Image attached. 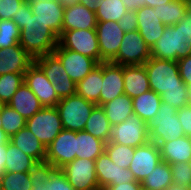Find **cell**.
<instances>
[{
	"label": "cell",
	"instance_id": "cell-24",
	"mask_svg": "<svg viewBox=\"0 0 191 190\" xmlns=\"http://www.w3.org/2000/svg\"><path fill=\"white\" fill-rule=\"evenodd\" d=\"M161 154V160L168 164L191 162V138L183 136L164 143H155Z\"/></svg>",
	"mask_w": 191,
	"mask_h": 190
},
{
	"label": "cell",
	"instance_id": "cell-58",
	"mask_svg": "<svg viewBox=\"0 0 191 190\" xmlns=\"http://www.w3.org/2000/svg\"><path fill=\"white\" fill-rule=\"evenodd\" d=\"M188 93H189V99L187 105L191 107V86L188 88Z\"/></svg>",
	"mask_w": 191,
	"mask_h": 190
},
{
	"label": "cell",
	"instance_id": "cell-12",
	"mask_svg": "<svg viewBox=\"0 0 191 190\" xmlns=\"http://www.w3.org/2000/svg\"><path fill=\"white\" fill-rule=\"evenodd\" d=\"M60 170L74 190H100L95 170V160L75 158Z\"/></svg>",
	"mask_w": 191,
	"mask_h": 190
},
{
	"label": "cell",
	"instance_id": "cell-42",
	"mask_svg": "<svg viewBox=\"0 0 191 190\" xmlns=\"http://www.w3.org/2000/svg\"><path fill=\"white\" fill-rule=\"evenodd\" d=\"M188 86H181V89L165 90L160 96L161 101L173 106L177 110L187 106L189 93Z\"/></svg>",
	"mask_w": 191,
	"mask_h": 190
},
{
	"label": "cell",
	"instance_id": "cell-16",
	"mask_svg": "<svg viewBox=\"0 0 191 190\" xmlns=\"http://www.w3.org/2000/svg\"><path fill=\"white\" fill-rule=\"evenodd\" d=\"M53 53L60 59L63 68L76 84L83 80L98 65L94 59L75 51L64 49L59 44Z\"/></svg>",
	"mask_w": 191,
	"mask_h": 190
},
{
	"label": "cell",
	"instance_id": "cell-18",
	"mask_svg": "<svg viewBox=\"0 0 191 190\" xmlns=\"http://www.w3.org/2000/svg\"><path fill=\"white\" fill-rule=\"evenodd\" d=\"M125 94L123 66L111 62H103V82L99 96V106Z\"/></svg>",
	"mask_w": 191,
	"mask_h": 190
},
{
	"label": "cell",
	"instance_id": "cell-11",
	"mask_svg": "<svg viewBox=\"0 0 191 190\" xmlns=\"http://www.w3.org/2000/svg\"><path fill=\"white\" fill-rule=\"evenodd\" d=\"M58 44L68 50L75 51L100 63V49L96 30H69L59 36Z\"/></svg>",
	"mask_w": 191,
	"mask_h": 190
},
{
	"label": "cell",
	"instance_id": "cell-5",
	"mask_svg": "<svg viewBox=\"0 0 191 190\" xmlns=\"http://www.w3.org/2000/svg\"><path fill=\"white\" fill-rule=\"evenodd\" d=\"M96 106L95 103L77 94L62 98L56 107L60 114L63 129L77 132L84 130L86 122Z\"/></svg>",
	"mask_w": 191,
	"mask_h": 190
},
{
	"label": "cell",
	"instance_id": "cell-36",
	"mask_svg": "<svg viewBox=\"0 0 191 190\" xmlns=\"http://www.w3.org/2000/svg\"><path fill=\"white\" fill-rule=\"evenodd\" d=\"M128 10L122 0H100L95 8L97 22H118Z\"/></svg>",
	"mask_w": 191,
	"mask_h": 190
},
{
	"label": "cell",
	"instance_id": "cell-33",
	"mask_svg": "<svg viewBox=\"0 0 191 190\" xmlns=\"http://www.w3.org/2000/svg\"><path fill=\"white\" fill-rule=\"evenodd\" d=\"M158 19L165 26H173L184 18L188 10V0H171L169 3L153 7Z\"/></svg>",
	"mask_w": 191,
	"mask_h": 190
},
{
	"label": "cell",
	"instance_id": "cell-45",
	"mask_svg": "<svg viewBox=\"0 0 191 190\" xmlns=\"http://www.w3.org/2000/svg\"><path fill=\"white\" fill-rule=\"evenodd\" d=\"M138 17L135 11H127L122 19L118 21V25L125 32H132L138 28Z\"/></svg>",
	"mask_w": 191,
	"mask_h": 190
},
{
	"label": "cell",
	"instance_id": "cell-32",
	"mask_svg": "<svg viewBox=\"0 0 191 190\" xmlns=\"http://www.w3.org/2000/svg\"><path fill=\"white\" fill-rule=\"evenodd\" d=\"M84 131L92 134L94 137L101 139L105 143L109 142L111 125L101 106H96L90 114Z\"/></svg>",
	"mask_w": 191,
	"mask_h": 190
},
{
	"label": "cell",
	"instance_id": "cell-21",
	"mask_svg": "<svg viewBox=\"0 0 191 190\" xmlns=\"http://www.w3.org/2000/svg\"><path fill=\"white\" fill-rule=\"evenodd\" d=\"M135 12L138 17L137 30L151 49L162 36L166 26L158 19L157 12L149 6H143Z\"/></svg>",
	"mask_w": 191,
	"mask_h": 190
},
{
	"label": "cell",
	"instance_id": "cell-15",
	"mask_svg": "<svg viewBox=\"0 0 191 190\" xmlns=\"http://www.w3.org/2000/svg\"><path fill=\"white\" fill-rule=\"evenodd\" d=\"M95 170L100 190L107 186L136 181L128 168L114 164L105 151L95 160Z\"/></svg>",
	"mask_w": 191,
	"mask_h": 190
},
{
	"label": "cell",
	"instance_id": "cell-26",
	"mask_svg": "<svg viewBox=\"0 0 191 190\" xmlns=\"http://www.w3.org/2000/svg\"><path fill=\"white\" fill-rule=\"evenodd\" d=\"M5 172H40L42 166L10 141L6 144Z\"/></svg>",
	"mask_w": 191,
	"mask_h": 190
},
{
	"label": "cell",
	"instance_id": "cell-47",
	"mask_svg": "<svg viewBox=\"0 0 191 190\" xmlns=\"http://www.w3.org/2000/svg\"><path fill=\"white\" fill-rule=\"evenodd\" d=\"M179 66V73L183 82L190 87L191 86V55L182 58L177 61Z\"/></svg>",
	"mask_w": 191,
	"mask_h": 190
},
{
	"label": "cell",
	"instance_id": "cell-39",
	"mask_svg": "<svg viewBox=\"0 0 191 190\" xmlns=\"http://www.w3.org/2000/svg\"><path fill=\"white\" fill-rule=\"evenodd\" d=\"M105 152L114 164L128 168L134 156L135 148L117 143H106Z\"/></svg>",
	"mask_w": 191,
	"mask_h": 190
},
{
	"label": "cell",
	"instance_id": "cell-46",
	"mask_svg": "<svg viewBox=\"0 0 191 190\" xmlns=\"http://www.w3.org/2000/svg\"><path fill=\"white\" fill-rule=\"evenodd\" d=\"M177 116L185 135L191 137V107L187 105L178 109Z\"/></svg>",
	"mask_w": 191,
	"mask_h": 190
},
{
	"label": "cell",
	"instance_id": "cell-13",
	"mask_svg": "<svg viewBox=\"0 0 191 190\" xmlns=\"http://www.w3.org/2000/svg\"><path fill=\"white\" fill-rule=\"evenodd\" d=\"M96 34L100 49V63L111 62L118 53L125 32L118 22H97Z\"/></svg>",
	"mask_w": 191,
	"mask_h": 190
},
{
	"label": "cell",
	"instance_id": "cell-49",
	"mask_svg": "<svg viewBox=\"0 0 191 190\" xmlns=\"http://www.w3.org/2000/svg\"><path fill=\"white\" fill-rule=\"evenodd\" d=\"M142 185L140 182H126L118 185L107 186L102 190H141Z\"/></svg>",
	"mask_w": 191,
	"mask_h": 190
},
{
	"label": "cell",
	"instance_id": "cell-2",
	"mask_svg": "<svg viewBox=\"0 0 191 190\" xmlns=\"http://www.w3.org/2000/svg\"><path fill=\"white\" fill-rule=\"evenodd\" d=\"M59 36L33 13H27L19 44L33 58L53 53Z\"/></svg>",
	"mask_w": 191,
	"mask_h": 190
},
{
	"label": "cell",
	"instance_id": "cell-1",
	"mask_svg": "<svg viewBox=\"0 0 191 190\" xmlns=\"http://www.w3.org/2000/svg\"><path fill=\"white\" fill-rule=\"evenodd\" d=\"M191 55V11L173 26H166L160 39L151 48V57L178 61Z\"/></svg>",
	"mask_w": 191,
	"mask_h": 190
},
{
	"label": "cell",
	"instance_id": "cell-23",
	"mask_svg": "<svg viewBox=\"0 0 191 190\" xmlns=\"http://www.w3.org/2000/svg\"><path fill=\"white\" fill-rule=\"evenodd\" d=\"M9 141L26 155L34 158L42 167L45 165L46 147L27 127L13 134Z\"/></svg>",
	"mask_w": 191,
	"mask_h": 190
},
{
	"label": "cell",
	"instance_id": "cell-9",
	"mask_svg": "<svg viewBox=\"0 0 191 190\" xmlns=\"http://www.w3.org/2000/svg\"><path fill=\"white\" fill-rule=\"evenodd\" d=\"M151 58L148 47L138 30L124 34L117 56L111 61L116 65H144Z\"/></svg>",
	"mask_w": 191,
	"mask_h": 190
},
{
	"label": "cell",
	"instance_id": "cell-10",
	"mask_svg": "<svg viewBox=\"0 0 191 190\" xmlns=\"http://www.w3.org/2000/svg\"><path fill=\"white\" fill-rule=\"evenodd\" d=\"M76 131L63 129L46 147L45 167L60 169L76 158Z\"/></svg>",
	"mask_w": 191,
	"mask_h": 190
},
{
	"label": "cell",
	"instance_id": "cell-48",
	"mask_svg": "<svg viewBox=\"0 0 191 190\" xmlns=\"http://www.w3.org/2000/svg\"><path fill=\"white\" fill-rule=\"evenodd\" d=\"M27 13H32L30 2L28 0L22 4L18 13L15 14L12 19L20 30L24 28V23L27 20Z\"/></svg>",
	"mask_w": 191,
	"mask_h": 190
},
{
	"label": "cell",
	"instance_id": "cell-53",
	"mask_svg": "<svg viewBox=\"0 0 191 190\" xmlns=\"http://www.w3.org/2000/svg\"><path fill=\"white\" fill-rule=\"evenodd\" d=\"M100 0H79V3L90 10H95Z\"/></svg>",
	"mask_w": 191,
	"mask_h": 190
},
{
	"label": "cell",
	"instance_id": "cell-54",
	"mask_svg": "<svg viewBox=\"0 0 191 190\" xmlns=\"http://www.w3.org/2000/svg\"><path fill=\"white\" fill-rule=\"evenodd\" d=\"M171 0H147V6L153 8L169 3Z\"/></svg>",
	"mask_w": 191,
	"mask_h": 190
},
{
	"label": "cell",
	"instance_id": "cell-20",
	"mask_svg": "<svg viewBox=\"0 0 191 190\" xmlns=\"http://www.w3.org/2000/svg\"><path fill=\"white\" fill-rule=\"evenodd\" d=\"M34 63V59L18 43L0 49V75L25 73Z\"/></svg>",
	"mask_w": 191,
	"mask_h": 190
},
{
	"label": "cell",
	"instance_id": "cell-59",
	"mask_svg": "<svg viewBox=\"0 0 191 190\" xmlns=\"http://www.w3.org/2000/svg\"><path fill=\"white\" fill-rule=\"evenodd\" d=\"M188 9L191 11V0H188Z\"/></svg>",
	"mask_w": 191,
	"mask_h": 190
},
{
	"label": "cell",
	"instance_id": "cell-34",
	"mask_svg": "<svg viewBox=\"0 0 191 190\" xmlns=\"http://www.w3.org/2000/svg\"><path fill=\"white\" fill-rule=\"evenodd\" d=\"M173 183L170 164L161 161L141 182L142 187L148 190H165Z\"/></svg>",
	"mask_w": 191,
	"mask_h": 190
},
{
	"label": "cell",
	"instance_id": "cell-55",
	"mask_svg": "<svg viewBox=\"0 0 191 190\" xmlns=\"http://www.w3.org/2000/svg\"><path fill=\"white\" fill-rule=\"evenodd\" d=\"M165 190H191V188L182 185H175L172 183Z\"/></svg>",
	"mask_w": 191,
	"mask_h": 190
},
{
	"label": "cell",
	"instance_id": "cell-4",
	"mask_svg": "<svg viewBox=\"0 0 191 190\" xmlns=\"http://www.w3.org/2000/svg\"><path fill=\"white\" fill-rule=\"evenodd\" d=\"M177 109L161 102L156 115L148 122L149 140L154 143H164L185 136Z\"/></svg>",
	"mask_w": 191,
	"mask_h": 190
},
{
	"label": "cell",
	"instance_id": "cell-60",
	"mask_svg": "<svg viewBox=\"0 0 191 190\" xmlns=\"http://www.w3.org/2000/svg\"><path fill=\"white\" fill-rule=\"evenodd\" d=\"M0 128H2V123H1V105H0Z\"/></svg>",
	"mask_w": 191,
	"mask_h": 190
},
{
	"label": "cell",
	"instance_id": "cell-37",
	"mask_svg": "<svg viewBox=\"0 0 191 190\" xmlns=\"http://www.w3.org/2000/svg\"><path fill=\"white\" fill-rule=\"evenodd\" d=\"M2 130L11 137L19 130L26 127V118L21 116L8 104H1Z\"/></svg>",
	"mask_w": 191,
	"mask_h": 190
},
{
	"label": "cell",
	"instance_id": "cell-25",
	"mask_svg": "<svg viewBox=\"0 0 191 190\" xmlns=\"http://www.w3.org/2000/svg\"><path fill=\"white\" fill-rule=\"evenodd\" d=\"M124 92L130 98L150 90L149 79L144 65L123 66Z\"/></svg>",
	"mask_w": 191,
	"mask_h": 190
},
{
	"label": "cell",
	"instance_id": "cell-31",
	"mask_svg": "<svg viewBox=\"0 0 191 190\" xmlns=\"http://www.w3.org/2000/svg\"><path fill=\"white\" fill-rule=\"evenodd\" d=\"M111 126L124 122L133 113L132 98L122 94L101 106Z\"/></svg>",
	"mask_w": 191,
	"mask_h": 190
},
{
	"label": "cell",
	"instance_id": "cell-19",
	"mask_svg": "<svg viewBox=\"0 0 191 190\" xmlns=\"http://www.w3.org/2000/svg\"><path fill=\"white\" fill-rule=\"evenodd\" d=\"M32 13L41 19L58 36L62 33L65 8L57 0H28Z\"/></svg>",
	"mask_w": 191,
	"mask_h": 190
},
{
	"label": "cell",
	"instance_id": "cell-17",
	"mask_svg": "<svg viewBox=\"0 0 191 190\" xmlns=\"http://www.w3.org/2000/svg\"><path fill=\"white\" fill-rule=\"evenodd\" d=\"M158 146L149 141L145 145L135 148L134 156L128 169L133 173L137 182H142L153 168L161 162Z\"/></svg>",
	"mask_w": 191,
	"mask_h": 190
},
{
	"label": "cell",
	"instance_id": "cell-40",
	"mask_svg": "<svg viewBox=\"0 0 191 190\" xmlns=\"http://www.w3.org/2000/svg\"><path fill=\"white\" fill-rule=\"evenodd\" d=\"M20 29L12 19L0 20V49L19 43Z\"/></svg>",
	"mask_w": 191,
	"mask_h": 190
},
{
	"label": "cell",
	"instance_id": "cell-29",
	"mask_svg": "<svg viewBox=\"0 0 191 190\" xmlns=\"http://www.w3.org/2000/svg\"><path fill=\"white\" fill-rule=\"evenodd\" d=\"M161 102V96L149 90L132 98L133 113L148 124L158 112Z\"/></svg>",
	"mask_w": 191,
	"mask_h": 190
},
{
	"label": "cell",
	"instance_id": "cell-3",
	"mask_svg": "<svg viewBox=\"0 0 191 190\" xmlns=\"http://www.w3.org/2000/svg\"><path fill=\"white\" fill-rule=\"evenodd\" d=\"M144 66L150 90L159 95L165 90L181 89V86H187L180 76L177 61L151 57Z\"/></svg>",
	"mask_w": 191,
	"mask_h": 190
},
{
	"label": "cell",
	"instance_id": "cell-28",
	"mask_svg": "<svg viewBox=\"0 0 191 190\" xmlns=\"http://www.w3.org/2000/svg\"><path fill=\"white\" fill-rule=\"evenodd\" d=\"M103 82V62L99 63L83 80L76 84V94L99 106Z\"/></svg>",
	"mask_w": 191,
	"mask_h": 190
},
{
	"label": "cell",
	"instance_id": "cell-22",
	"mask_svg": "<svg viewBox=\"0 0 191 190\" xmlns=\"http://www.w3.org/2000/svg\"><path fill=\"white\" fill-rule=\"evenodd\" d=\"M97 26L95 10H90L80 3L65 7L62 32L69 30H95Z\"/></svg>",
	"mask_w": 191,
	"mask_h": 190
},
{
	"label": "cell",
	"instance_id": "cell-30",
	"mask_svg": "<svg viewBox=\"0 0 191 190\" xmlns=\"http://www.w3.org/2000/svg\"><path fill=\"white\" fill-rule=\"evenodd\" d=\"M105 142L86 131H76V158L96 160L105 151Z\"/></svg>",
	"mask_w": 191,
	"mask_h": 190
},
{
	"label": "cell",
	"instance_id": "cell-44",
	"mask_svg": "<svg viewBox=\"0 0 191 190\" xmlns=\"http://www.w3.org/2000/svg\"><path fill=\"white\" fill-rule=\"evenodd\" d=\"M26 0H0V20L13 19Z\"/></svg>",
	"mask_w": 191,
	"mask_h": 190
},
{
	"label": "cell",
	"instance_id": "cell-35",
	"mask_svg": "<svg viewBox=\"0 0 191 190\" xmlns=\"http://www.w3.org/2000/svg\"><path fill=\"white\" fill-rule=\"evenodd\" d=\"M39 172H4L0 176V190H31L33 178Z\"/></svg>",
	"mask_w": 191,
	"mask_h": 190
},
{
	"label": "cell",
	"instance_id": "cell-43",
	"mask_svg": "<svg viewBox=\"0 0 191 190\" xmlns=\"http://www.w3.org/2000/svg\"><path fill=\"white\" fill-rule=\"evenodd\" d=\"M173 184L191 188V162L170 164Z\"/></svg>",
	"mask_w": 191,
	"mask_h": 190
},
{
	"label": "cell",
	"instance_id": "cell-27",
	"mask_svg": "<svg viewBox=\"0 0 191 190\" xmlns=\"http://www.w3.org/2000/svg\"><path fill=\"white\" fill-rule=\"evenodd\" d=\"M8 105L26 119L31 118L43 108L37 96L24 82L12 96Z\"/></svg>",
	"mask_w": 191,
	"mask_h": 190
},
{
	"label": "cell",
	"instance_id": "cell-57",
	"mask_svg": "<svg viewBox=\"0 0 191 190\" xmlns=\"http://www.w3.org/2000/svg\"><path fill=\"white\" fill-rule=\"evenodd\" d=\"M57 1L61 3L64 8L79 3V0H57Z\"/></svg>",
	"mask_w": 191,
	"mask_h": 190
},
{
	"label": "cell",
	"instance_id": "cell-38",
	"mask_svg": "<svg viewBox=\"0 0 191 190\" xmlns=\"http://www.w3.org/2000/svg\"><path fill=\"white\" fill-rule=\"evenodd\" d=\"M24 82V73L0 75V105L8 104L17 89Z\"/></svg>",
	"mask_w": 191,
	"mask_h": 190
},
{
	"label": "cell",
	"instance_id": "cell-8",
	"mask_svg": "<svg viewBox=\"0 0 191 190\" xmlns=\"http://www.w3.org/2000/svg\"><path fill=\"white\" fill-rule=\"evenodd\" d=\"M34 62L53 84L60 99L76 94V83L67 74L62 62L54 53L35 58Z\"/></svg>",
	"mask_w": 191,
	"mask_h": 190
},
{
	"label": "cell",
	"instance_id": "cell-52",
	"mask_svg": "<svg viewBox=\"0 0 191 190\" xmlns=\"http://www.w3.org/2000/svg\"><path fill=\"white\" fill-rule=\"evenodd\" d=\"M6 144L0 145V176L5 172Z\"/></svg>",
	"mask_w": 191,
	"mask_h": 190
},
{
	"label": "cell",
	"instance_id": "cell-50",
	"mask_svg": "<svg viewBox=\"0 0 191 190\" xmlns=\"http://www.w3.org/2000/svg\"><path fill=\"white\" fill-rule=\"evenodd\" d=\"M31 190H47L45 186V166L41 171L33 178Z\"/></svg>",
	"mask_w": 191,
	"mask_h": 190
},
{
	"label": "cell",
	"instance_id": "cell-51",
	"mask_svg": "<svg viewBox=\"0 0 191 190\" xmlns=\"http://www.w3.org/2000/svg\"><path fill=\"white\" fill-rule=\"evenodd\" d=\"M123 5L128 11L139 10L143 6H147V0H122Z\"/></svg>",
	"mask_w": 191,
	"mask_h": 190
},
{
	"label": "cell",
	"instance_id": "cell-14",
	"mask_svg": "<svg viewBox=\"0 0 191 190\" xmlns=\"http://www.w3.org/2000/svg\"><path fill=\"white\" fill-rule=\"evenodd\" d=\"M24 83L37 96L43 107H54L61 100L53 84L35 62L24 73Z\"/></svg>",
	"mask_w": 191,
	"mask_h": 190
},
{
	"label": "cell",
	"instance_id": "cell-56",
	"mask_svg": "<svg viewBox=\"0 0 191 190\" xmlns=\"http://www.w3.org/2000/svg\"><path fill=\"white\" fill-rule=\"evenodd\" d=\"M9 136L0 128V145L7 144L9 142Z\"/></svg>",
	"mask_w": 191,
	"mask_h": 190
},
{
	"label": "cell",
	"instance_id": "cell-6",
	"mask_svg": "<svg viewBox=\"0 0 191 190\" xmlns=\"http://www.w3.org/2000/svg\"><path fill=\"white\" fill-rule=\"evenodd\" d=\"M149 141L148 124L137 115L132 114L124 122L111 126L108 143L136 148Z\"/></svg>",
	"mask_w": 191,
	"mask_h": 190
},
{
	"label": "cell",
	"instance_id": "cell-7",
	"mask_svg": "<svg viewBox=\"0 0 191 190\" xmlns=\"http://www.w3.org/2000/svg\"><path fill=\"white\" fill-rule=\"evenodd\" d=\"M26 127L44 144L49 146L63 130L62 121L56 106L43 107L31 118L26 119Z\"/></svg>",
	"mask_w": 191,
	"mask_h": 190
},
{
	"label": "cell",
	"instance_id": "cell-41",
	"mask_svg": "<svg viewBox=\"0 0 191 190\" xmlns=\"http://www.w3.org/2000/svg\"><path fill=\"white\" fill-rule=\"evenodd\" d=\"M45 186L47 190H74L60 169L45 167Z\"/></svg>",
	"mask_w": 191,
	"mask_h": 190
}]
</instances>
